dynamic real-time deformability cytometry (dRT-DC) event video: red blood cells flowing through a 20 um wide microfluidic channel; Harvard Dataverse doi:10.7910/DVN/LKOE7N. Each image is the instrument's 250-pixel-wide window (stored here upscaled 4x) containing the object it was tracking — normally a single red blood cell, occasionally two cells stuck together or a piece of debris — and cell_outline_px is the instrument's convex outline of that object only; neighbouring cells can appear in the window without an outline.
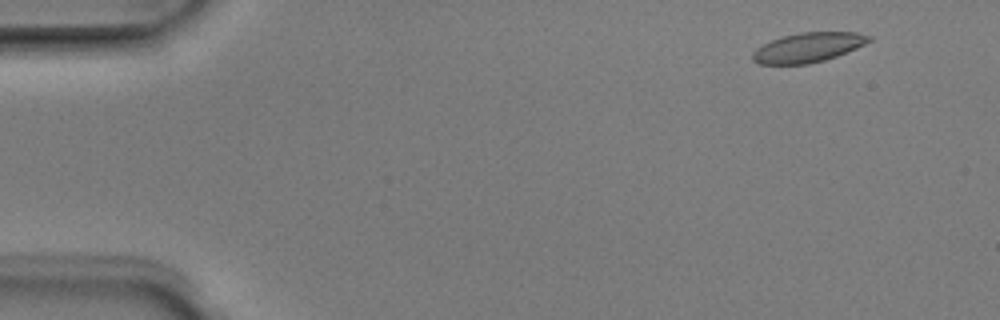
{"species": "Egyptian fruit bat (a non-hibernating species)", "species_latin": "Rousettus aegyptiacus", "temperature_condition": "room temperature", "stored_images_in_passage": 6, "camera_frame_rate_fps": 3000, "um_per_image_px": 0.085, "animal": {"sex": "male"}, "frame": {"image": 1, "passage_image": 2, "time_ms": 0.333, "image_size_px": [1000, 320], "cell_outline_px": [[872, 40], [856, 48], [836, 56], [824, 60], [808, 64], [760, 64], [752, 60], [752, 52], [756, 48], [772, 40], [784, 36], [800, 32], [856, 32], [872, 36]], "centroid_in_image_um": [68.69, 4.03], "position_along_channel_um": 16.3, "area_um2": 19.94}}
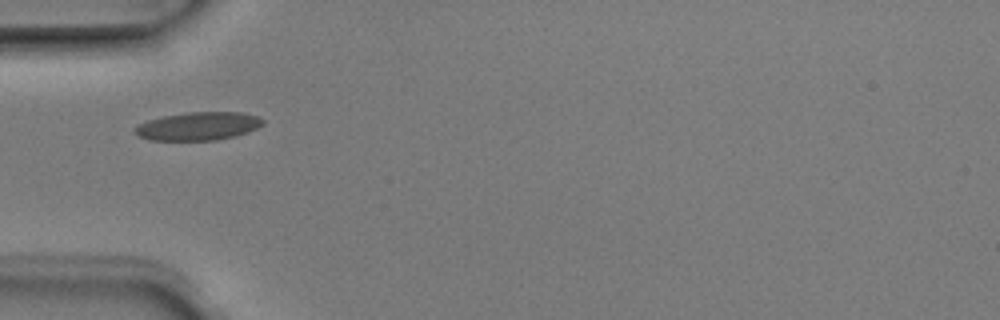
{"frame": {"image": 2, "passage_image": 5, "time_ms": 1.333, "image_size_px": [1000, 320], "cell_outline_px": [[264, 124], [248, 132], [236, 136], [216, 140], [148, 140], [140, 136], [132, 128], [148, 120], [164, 116], [188, 112], [240, 112], [256, 116], [264, 120]], "centroid_in_image_um": [16.86, 10.72], "position_along_channel_um": 68.1, "area_um2": 20.92}}
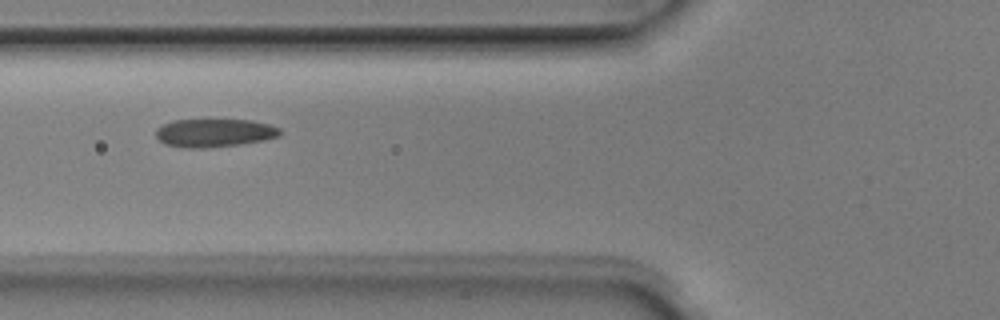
{"frame": {"image": 3, "passage_image": 6, "time_ms": 1.667, "image_size_px": [1000, 320], "cell_outline_px": [[280, 136], [260, 140], [236, 144], [204, 148], [188, 148], [164, 144], [156, 136], [156, 128], [172, 120], [252, 120], [268, 124], [280, 128]], "centroid_in_image_um": [18.18, 11.28], "position_along_channel_um": 107.6, "area_um2": 20.11}}